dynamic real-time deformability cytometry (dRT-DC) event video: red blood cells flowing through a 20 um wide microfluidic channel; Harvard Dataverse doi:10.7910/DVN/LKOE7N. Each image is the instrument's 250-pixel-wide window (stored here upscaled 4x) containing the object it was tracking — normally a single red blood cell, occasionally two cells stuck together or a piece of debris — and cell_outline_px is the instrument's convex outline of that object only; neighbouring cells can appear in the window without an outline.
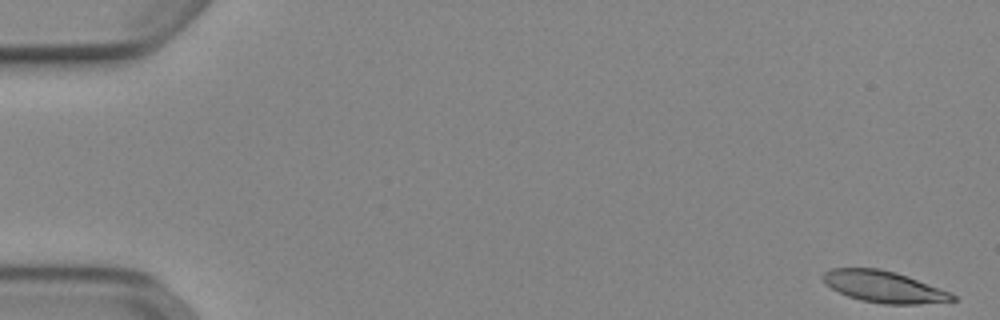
{"species": "Egyptian fruit bat (a non-hibernating species)", "species_latin": "Rousettus aegyptiacus", "temperature_condition": "cold", "stored_images_in_passage": 52, "camera_frame_rate_fps": 3000, "um_per_image_px": 0.085, "animal": {"sex": "female"}, "frame": {"image": 1, "passage_image": 1, "time_ms": 0.0, "image_size_px": [1000, 320], "cell_outline_px": [[956, 300], [916, 304], [884, 304], [860, 300], [848, 296], [832, 288], [820, 276], [824, 272], [832, 268], [880, 268], [896, 272], [908, 276], [948, 292], [956, 296]], "centroid_in_image_um": [75.1, 24.36], "position_along_channel_um": 9.9, "area_um2": 23.47}}
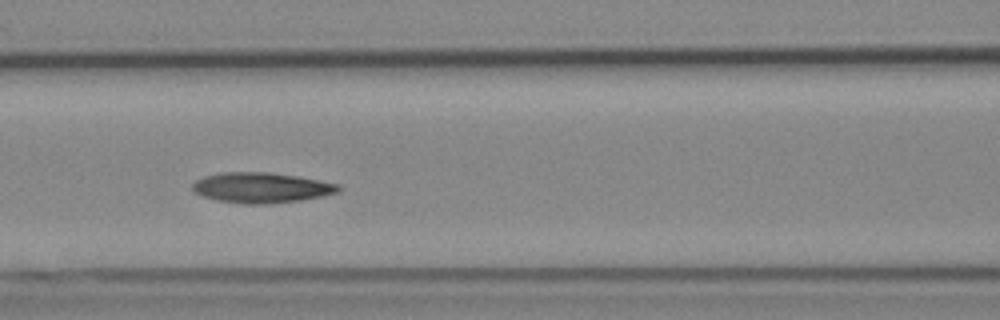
{"frame": {"image": 2, "passage_image": 23, "time_ms": 7.333, "image_size_px": [1000, 320], "cell_outline_px": [[340, 192], [300, 200], [268, 204], [244, 204], [216, 200], [204, 196], [196, 192], [192, 188], [192, 184], [196, 180], [204, 176], [220, 172], [272, 172], [300, 176], [340, 184]], "centroid_in_image_um": [22.23, 15.94], "position_along_channel_um": 144.4, "area_um2": 25.95}}
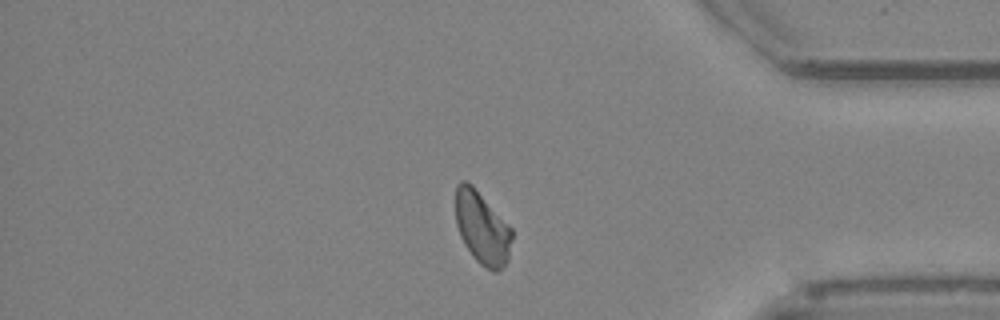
{"frame": {"image": 3, "passage_image": 44, "time_ms": 14.333, "image_size_px": [1000, 320], "cell_outline_px": [[512, 240], [508, 260], [496, 272], [492, 272], [480, 264], [472, 256], [464, 244], [460, 236], [456, 224], [456, 184], [460, 180], [464, 180], [472, 184], [512, 228]], "centroid_in_image_um": [40.97, 19.37], "position_along_channel_um": 394.2, "area_um2": 23.93}, "authors_computed_cell_mechanics": {"area_um2": 24.6228, "velocity_mm_per_s": 3.888, "shape_relaxation_time_tau1_ms": 9.1499, "shape_relaxation_time_tau2_ms": 5.8746, "deformation_change_tau1": 0.2013, "deformation_change_tau2": 0.1199}}